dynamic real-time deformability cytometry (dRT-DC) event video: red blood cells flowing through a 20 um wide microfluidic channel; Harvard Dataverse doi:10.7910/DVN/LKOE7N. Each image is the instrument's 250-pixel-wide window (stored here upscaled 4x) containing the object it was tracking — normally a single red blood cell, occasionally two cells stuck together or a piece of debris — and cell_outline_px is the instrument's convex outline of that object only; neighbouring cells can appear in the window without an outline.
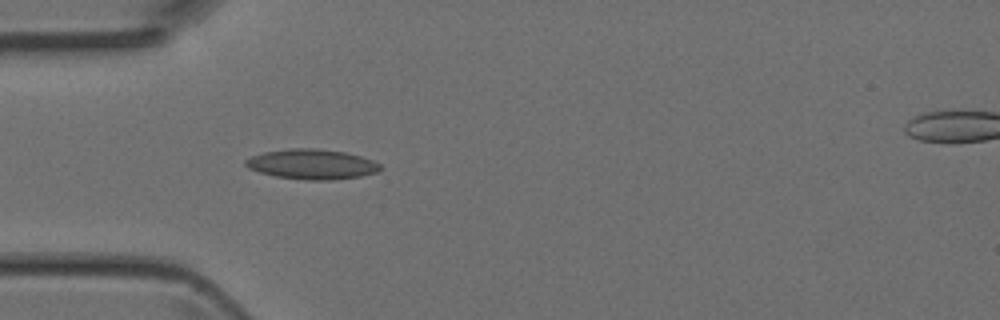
{"species": "Egyptian fruit bat (a non-hibernating species)", "species_latin": "Rousettus aegyptiacus", "temperature_condition": "room temperature", "stored_images_in_passage": 4, "segment_of_instrument_passage": [1, 2], "camera_frame_rate_fps": 3000, "um_per_image_px": 0.085, "animal": {"sex": "female"}, "frame": {"image": 1, "passage_image": 3, "time_ms": 0.667, "image_size_px": [1000, 320], "cell_outline_px": [[384, 168], [380, 172], [360, 176], [332, 180], [304, 180], [276, 176], [260, 172], [248, 168], [244, 164], [244, 160], [252, 156], [264, 152], [288, 148], [316, 148], [344, 152], [360, 156], [372, 160], [380, 164]], "centroid_in_image_um": [26.53, 13.96], "position_along_channel_um": 58.5, "area_um2": 23.7}}